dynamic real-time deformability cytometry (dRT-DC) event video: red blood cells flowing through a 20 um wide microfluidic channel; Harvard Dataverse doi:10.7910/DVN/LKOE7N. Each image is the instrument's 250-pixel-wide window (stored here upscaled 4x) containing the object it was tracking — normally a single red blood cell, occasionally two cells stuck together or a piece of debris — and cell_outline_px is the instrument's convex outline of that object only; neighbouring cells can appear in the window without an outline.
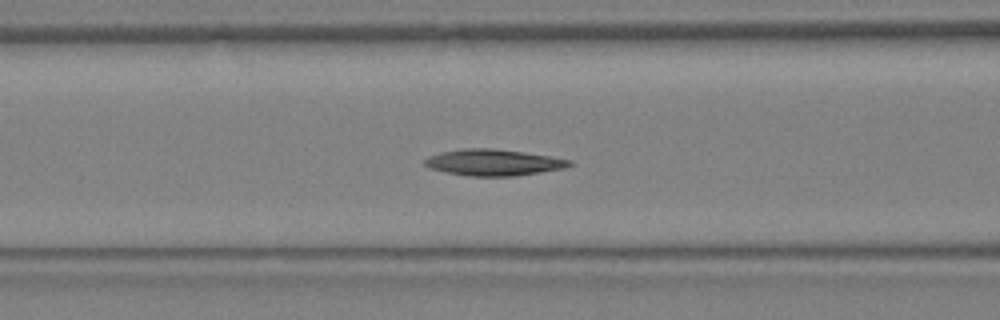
{"species": "Egyptian fruit bat (a non-hibernating species)", "species_latin": "Rousettus aegyptiacus", "temperature_condition": "warm", "stored_images_in_passage": 11, "camera_frame_rate_fps": 3000, "um_per_image_px": 0.085, "animal": {"sex": "female"}, "frame": {"image": 1, "passage_image": 7, "time_ms": 2.0, "image_size_px": [1000, 320], "cell_outline_px": [[572, 164], [564, 168], [540, 172], [512, 176], [472, 176], [448, 172], [432, 168], [424, 164], [424, 160], [428, 156], [440, 152], [460, 148], [492, 148], [524, 152], [572, 160]], "centroid_in_image_um": [41.93, 13.79], "position_along_channel_um": 124.7, "area_um2": 21.96}}
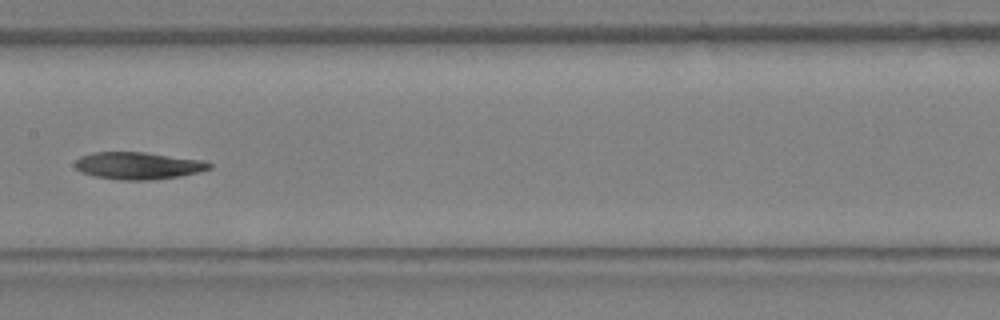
{"frame": {"image": 2, "passage_image": 10, "time_ms": 3.0, "image_size_px": [1000, 320], "cell_outline_px": [[212, 168], [180, 176], [148, 180], [120, 180], [96, 176], [84, 172], [76, 168], [76, 160], [80, 156], [92, 152], [144, 152], [204, 160], [212, 164]], "centroid_in_image_um": [11.76, 14.07], "position_along_channel_um": 195.6, "area_um2": 21.1}}